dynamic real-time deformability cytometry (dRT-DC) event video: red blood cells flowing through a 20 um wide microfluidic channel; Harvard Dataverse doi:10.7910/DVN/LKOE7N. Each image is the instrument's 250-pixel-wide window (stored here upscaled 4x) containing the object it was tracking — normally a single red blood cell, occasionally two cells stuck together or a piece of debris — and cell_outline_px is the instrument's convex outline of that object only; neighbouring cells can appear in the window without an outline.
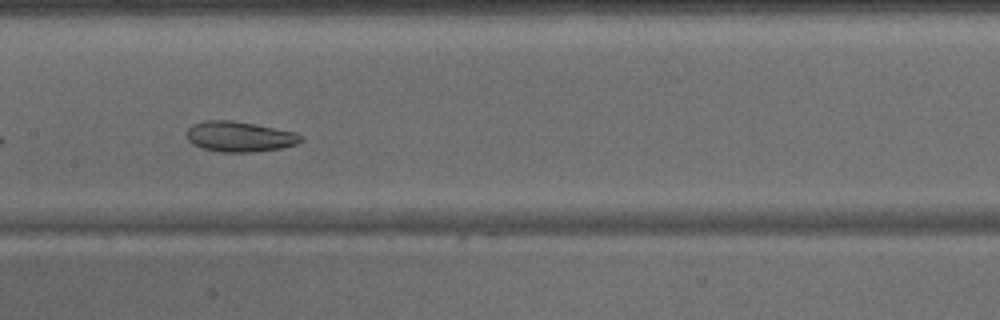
{"species": "common noctule bat (a hibernating species)", "species_latin": "Nyctalus noctula", "temperature_condition": "warm", "stored_images_in_passage": 26, "camera_frame_rate_fps": 3000, "um_per_image_px": 0.085, "animal": {"sex": "male", "body_mass_g": 15.6}, "frame": {"image": 1, "passage_image": 12, "time_ms": 3.667, "image_size_px": [1000, 320], "cell_outline_px": [[304, 140], [296, 144], [280, 148], [252, 152], [220, 152], [204, 148], [192, 144], [188, 140], [188, 128], [192, 124], [204, 120], [232, 120], [296, 132], [304, 136]], "centroid_in_image_um": [20.38, 11.61], "position_along_channel_um": 187.0, "area_um2": 20.17}}
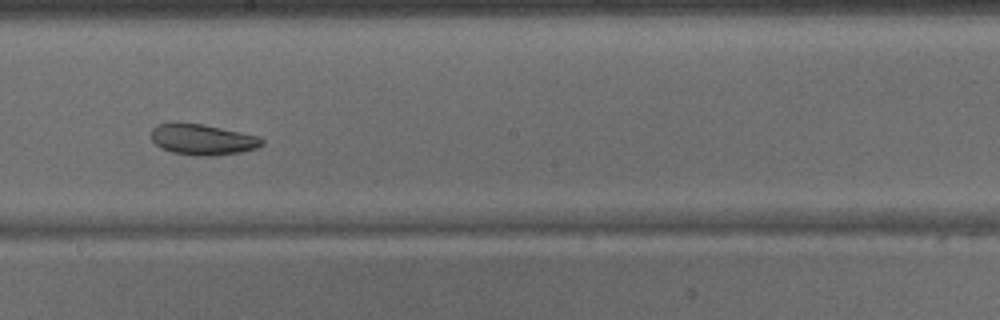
{"frame": {"image": 2, "passage_image": 15, "time_ms": 4.667, "image_size_px": [1000, 320], "cell_outline_px": [[264, 144], [256, 148], [240, 152], [216, 156], [196, 156], [172, 152], [160, 148], [152, 140], [152, 128], [156, 124], [204, 124], [260, 136], [264, 140]], "centroid_in_image_um": [17.26, 11.88], "position_along_channel_um": 230.9, "area_um2": 19.83}}